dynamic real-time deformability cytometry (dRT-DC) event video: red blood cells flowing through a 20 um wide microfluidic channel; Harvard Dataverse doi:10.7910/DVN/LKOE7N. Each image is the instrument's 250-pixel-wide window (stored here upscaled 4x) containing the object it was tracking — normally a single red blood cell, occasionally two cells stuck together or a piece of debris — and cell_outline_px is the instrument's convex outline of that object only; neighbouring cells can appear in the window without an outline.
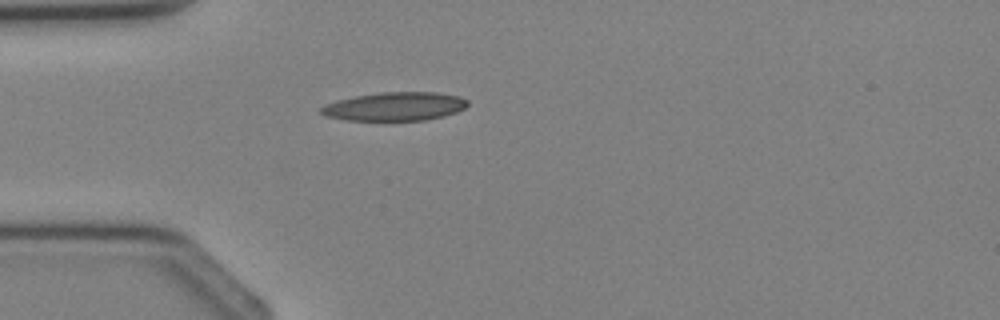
{"species": "Egyptian fruit bat (a non-hibernating species)", "species_latin": "Rousettus aegyptiacus", "temperature_condition": "cold", "stored_images_in_passage": 1, "camera_frame_rate_fps": 3000, "um_per_image_px": 0.085, "animal": {"sex": "female"}, "frame": {"image": 1, "passage_image": 1, "time_ms": 0.0, "image_size_px": [1000, 320], "cell_outline_px": [[468, 104], [464, 108], [456, 112], [444, 116], [424, 120], [344, 120], [328, 116], [320, 112], [320, 108], [324, 104], [336, 100], [352, 96], [380, 92], [436, 92], [460, 96], [468, 100]], "centroid_in_image_um": [33.55, 9.04], "position_along_channel_um": 51.4, "area_um2": 24.51}}